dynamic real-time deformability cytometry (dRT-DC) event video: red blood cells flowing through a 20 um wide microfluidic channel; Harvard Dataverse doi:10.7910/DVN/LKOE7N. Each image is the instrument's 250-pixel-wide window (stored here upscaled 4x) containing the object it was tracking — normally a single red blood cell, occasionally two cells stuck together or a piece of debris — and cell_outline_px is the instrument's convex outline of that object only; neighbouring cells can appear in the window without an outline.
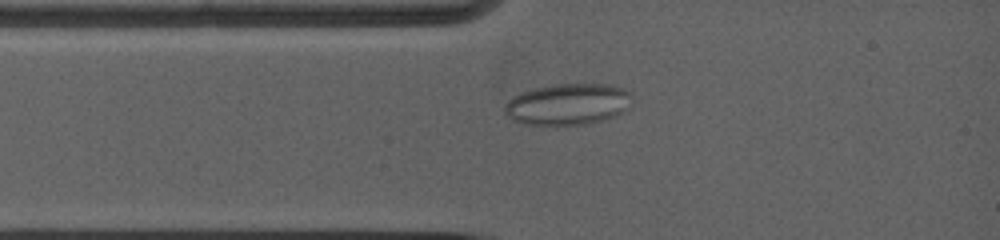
{"species": "common noctule bat (a hibernating species)", "species_latin": "Nyctalus noctula", "temperature_condition": "warm", "stored_images_in_passage": 29, "camera_frame_rate_fps": 5000, "um_per_image_px": 0.085, "animal": {"sex": "female", "body_mass_g": 19.0, "forearm_length_mm": 53.3}, "frame": {"image": 1, "passage_image": 2, "time_ms": 0.4, "image_size_px": [1000, 240], "cell_outline_px": [[632, 92], [616, 112], [608, 116], [584, 124], [528, 124], [516, 120], [504, 112], [504, 108], [520, 92], [552, 84], [608, 84], [624, 88]], "centroid_in_image_um": [48.17, 8.81], "position_along_channel_um": 36.8, "area_um2": 28.96}}
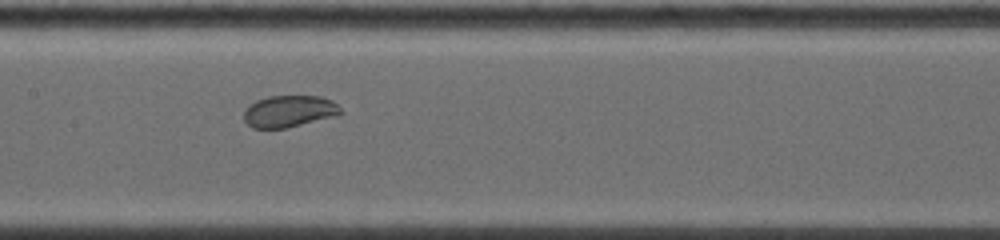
{"frame": {"image": 2, "passage_image": 11, "time_ms": 4.2, "image_size_px": [1000, 240], "cell_outline_px": [[344, 112], [284, 128], [256, 128], [248, 124], [244, 120], [244, 112], [248, 104], [256, 100], [268, 96], [320, 96], [332, 100]], "centroid_in_image_um": [24.51, 9.43], "position_along_channel_um": 182.9, "area_um2": 17.46}}
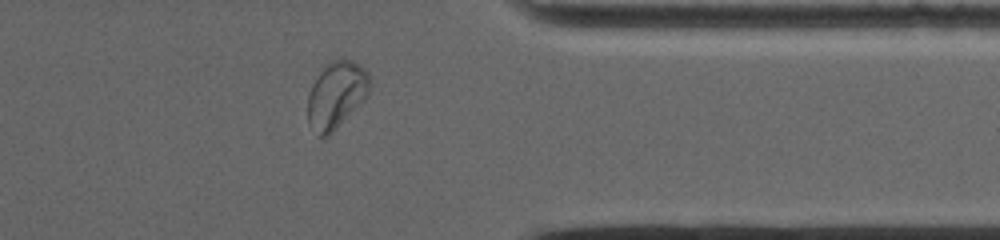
{"frame": {"image": 3, "passage_image": 23, "time_ms": 9.6, "image_size_px": [1000, 240], "cell_outline_px": [[368, 92], [332, 132], [328, 136], [316, 136], [308, 120], [308, 96], [312, 84], [328, 60], [340, 56], [352, 60], [360, 64], [368, 72]], "centroid_in_image_um": [28.54, 7.99], "position_along_channel_um": 382.9, "area_um2": 23.7}, "authors_computed_cell_mechanics": {"area_um2": 20.808, "velocity_mm_per_s": 3.8783, "shape_relaxation_time_tau1_ms": null, "shape_relaxation_time_tau2_ms": 1.5741, "deformation_change_tau1": null, "deformation_change_tau2": 0.0495}}